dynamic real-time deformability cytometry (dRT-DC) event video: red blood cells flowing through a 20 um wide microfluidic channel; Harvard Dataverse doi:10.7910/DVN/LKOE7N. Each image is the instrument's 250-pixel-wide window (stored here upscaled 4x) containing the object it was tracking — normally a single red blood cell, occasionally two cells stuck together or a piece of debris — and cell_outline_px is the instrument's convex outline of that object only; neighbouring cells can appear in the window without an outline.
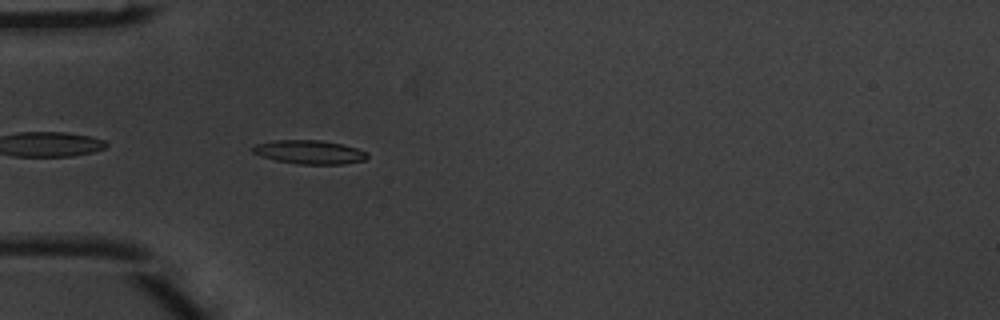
{"species": "common noctule bat (a hibernating species)", "species_latin": "Nyctalus noctula", "temperature_condition": "warm", "stored_images_in_passage": 5, "camera_frame_rate_fps": 3000, "um_per_image_px": 0.085, "animal": {"sex": "male", "body_mass_g": 20.1, "forearm_length_mm": 53.5}, "frame": {"image": 1, "passage_image": 5, "time_ms": 1.333, "image_size_px": [1000, 320], "cell_outline_px": [[368, 156], [364, 160], [344, 164], [296, 164], [276, 160], [260, 156], [252, 152], [248, 148], [256, 144], [276, 140], [320, 140], [340, 144], [356, 148], [368, 152]], "centroid_in_image_um": [26.26, 12.93], "position_along_channel_um": 58.7, "area_um2": 15.9}}